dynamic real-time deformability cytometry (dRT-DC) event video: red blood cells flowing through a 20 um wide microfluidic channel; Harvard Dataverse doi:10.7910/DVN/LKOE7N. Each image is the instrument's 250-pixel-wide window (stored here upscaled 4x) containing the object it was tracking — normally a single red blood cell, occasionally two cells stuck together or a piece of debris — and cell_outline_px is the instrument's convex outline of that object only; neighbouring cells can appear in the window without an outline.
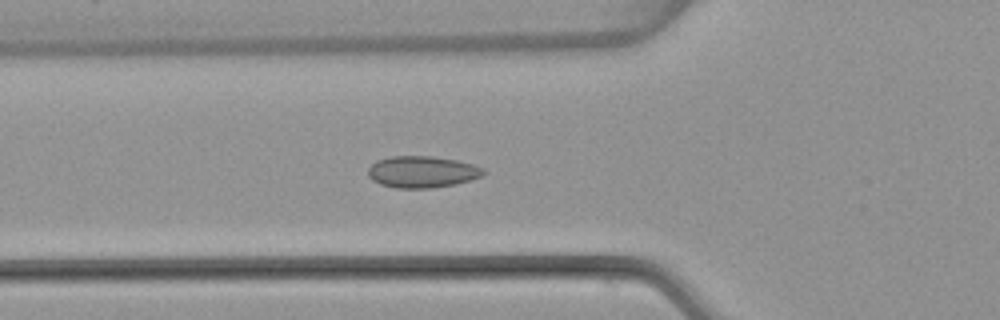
{"species": "common noctule bat (a hibernating species)", "species_latin": "Nyctalus noctula", "temperature_condition": "warm", "stored_images_in_passage": 53, "camera_frame_rate_fps": 3000, "um_per_image_px": 0.085, "animal": {"sex": "female", "body_mass_g": 22.7, "forearm_length_mm": 54.2}, "frame": {"image": 1, "passage_image": 19, "time_ms": 6.0, "image_size_px": [1000, 320], "cell_outline_px": [[488, 172], [484, 176], [452, 184], [432, 188], [396, 188], [380, 184], [372, 180], [368, 176], [368, 168], [376, 160], [392, 156], [432, 156], [456, 160], [472, 164], [484, 168]], "centroid_in_image_um": [35.88, 14.6], "position_along_channel_um": 89.9, "area_um2": 21.33}}
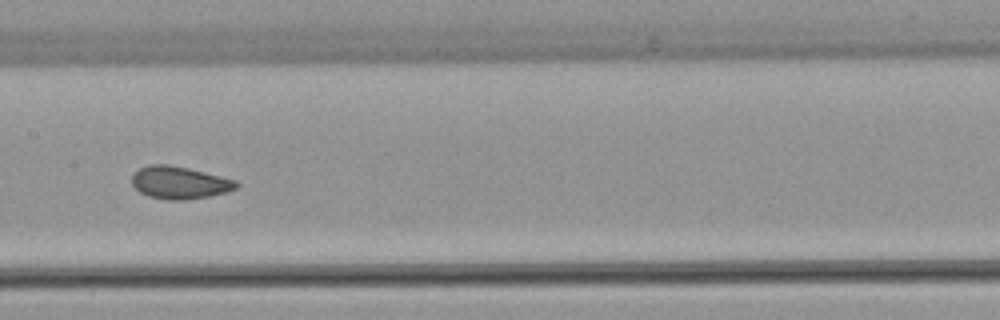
{"frame": {"image": 2, "passage_image": 27, "time_ms": 8.667, "image_size_px": [1000, 320], "cell_outline_px": [[240, 184], [236, 188], [224, 192], [208, 196], [184, 200], [168, 200], [148, 196], [140, 192], [132, 184], [132, 176], [140, 168], [148, 164], [168, 164], [188, 168], [236, 180]], "centroid_in_image_um": [15.24, 15.52], "position_along_channel_um": 192.2, "area_um2": 19.59}}
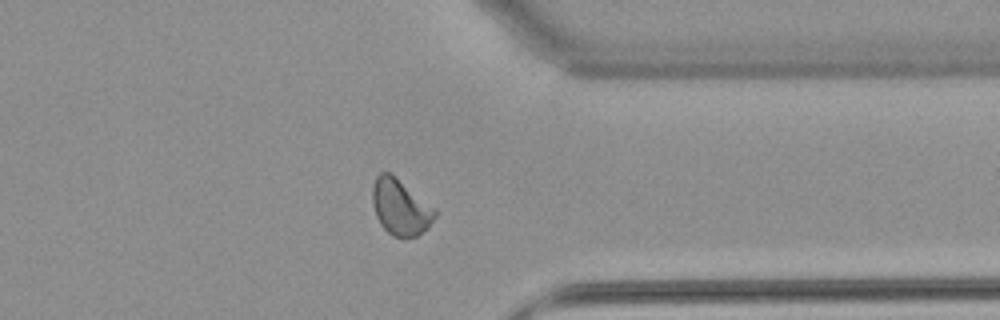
{"frame": {"image": 3, "passage_image": 42, "time_ms": 13.667, "image_size_px": [1000, 320], "cell_outline_px": [[436, 216], [428, 228], [416, 236], [404, 240], [392, 236], [380, 224], [376, 216], [372, 204], [372, 188], [376, 176], [380, 172], [388, 172], [432, 208], [436, 212]], "centroid_in_image_um": [33.98, 17.68], "position_along_channel_um": 377.4, "area_um2": 19.88}, "authors_computed_cell_mechanics": {"area_um2": 20.1722, "velocity_mm_per_s": 3.818, "shape_relaxation_time_tau1_ms": 5.0651, "shape_relaxation_time_tau2_ms": 1.1058, "deformation_change_tau1": 0.1027, "deformation_change_tau2": 0.0442}}